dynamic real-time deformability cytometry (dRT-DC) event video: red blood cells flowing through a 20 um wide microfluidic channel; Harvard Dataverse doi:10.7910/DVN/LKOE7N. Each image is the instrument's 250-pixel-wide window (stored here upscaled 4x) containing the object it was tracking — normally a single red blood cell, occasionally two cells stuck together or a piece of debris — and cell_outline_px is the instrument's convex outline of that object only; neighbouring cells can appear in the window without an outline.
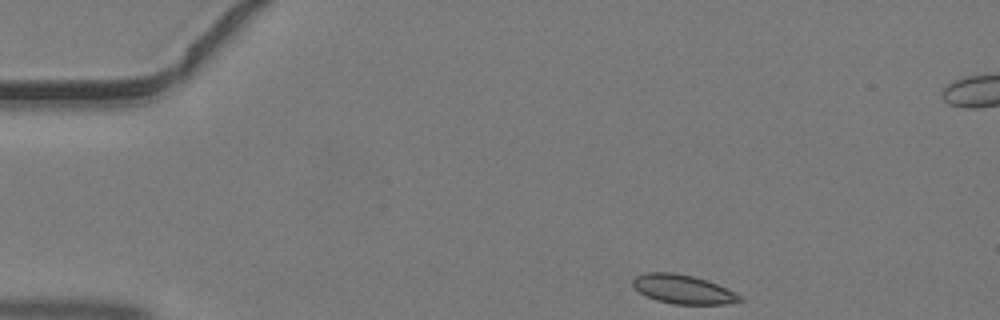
{"species": "common noctule bat (a hibernating species)", "species_latin": "Nyctalus noctula", "temperature_condition": "warm", "stored_images_in_passage": 39, "segment_of_instrument_passage": [1, 2], "camera_frame_rate_fps": 3000, "um_per_image_px": 0.085, "animal": {"sex": "male", "body_mass_g": 19.2, "forearm_length_mm": 51.8}, "frame": {"image": 1, "passage_image": 1, "time_ms": 0.0, "image_size_px": [1000, 320], "cell_outline_px": [[744, 300], [728, 304], [676, 304], [656, 300], [640, 292], [632, 284], [632, 280], [636, 276], [644, 272], [676, 272], [708, 280], [728, 288], [736, 292]], "centroid_in_image_um": [58.09, 24.57], "position_along_channel_um": 26.9, "area_um2": 18.15}}
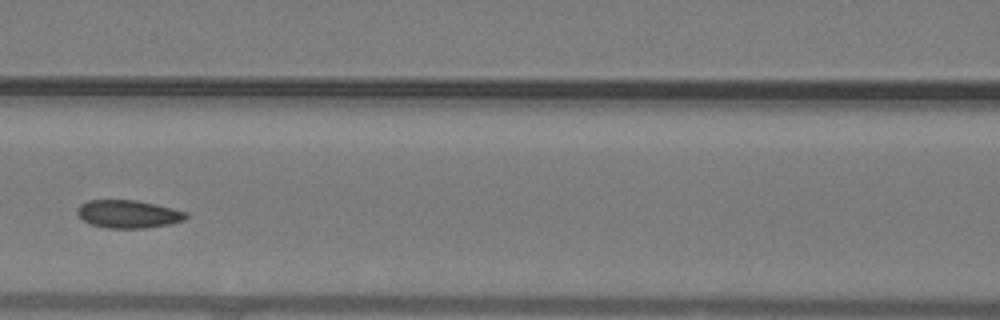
{"frame": {"image": 2, "passage_image": 14, "time_ms": 4.333, "image_size_px": [1000, 320], "cell_outline_px": [[188, 216], [184, 220], [168, 224], [144, 228], [108, 228], [92, 224], [84, 220], [76, 212], [76, 208], [80, 204], [88, 200], [136, 200], [156, 204], [188, 212]], "centroid_in_image_um": [10.9, 18.18], "position_along_channel_um": 155.7, "area_um2": 17.63}}
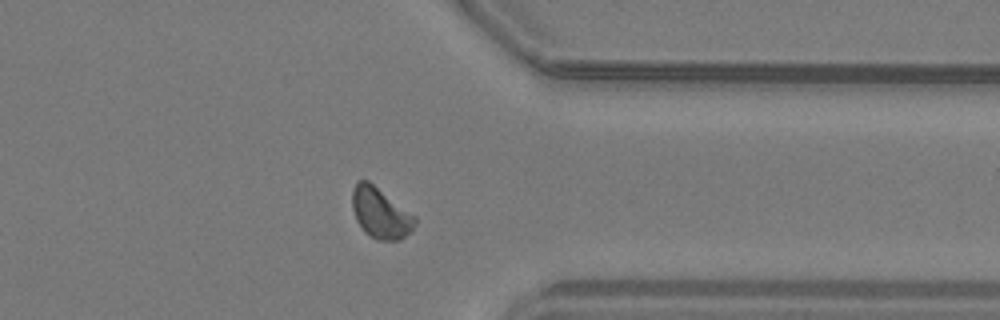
{"frame": {"image": 3, "passage_image": 29, "time_ms": 9.333, "image_size_px": [1000, 320], "cell_outline_px": [[416, 224], [412, 232], [400, 240], [376, 240], [364, 232], [356, 220], [352, 208], [352, 188], [356, 180], [368, 180], [416, 216]], "centroid_in_image_um": [32.34, 18.11], "position_along_channel_um": 379.1, "area_um2": 18.79}}